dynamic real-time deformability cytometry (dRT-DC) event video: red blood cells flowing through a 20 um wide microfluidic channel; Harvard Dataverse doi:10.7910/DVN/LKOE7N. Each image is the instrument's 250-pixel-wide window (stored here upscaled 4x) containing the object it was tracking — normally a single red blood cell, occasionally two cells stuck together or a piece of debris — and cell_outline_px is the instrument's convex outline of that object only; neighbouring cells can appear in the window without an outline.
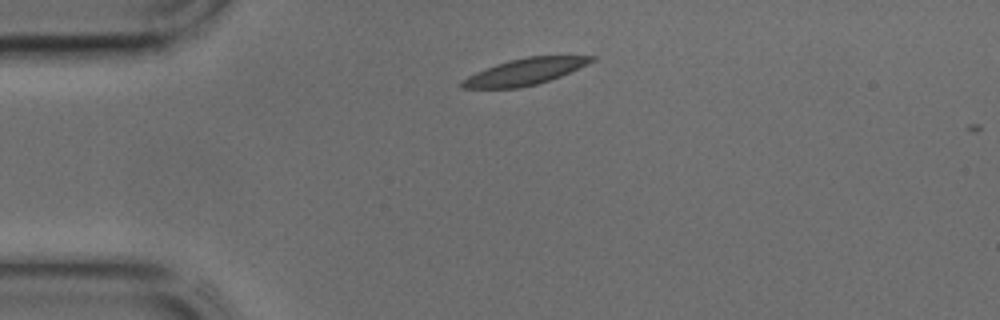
{"species": "common noctule bat (a hibernating species)", "species_latin": "Nyctalus noctula", "temperature_condition": "cold", "stored_images_in_passage": 2, "camera_frame_rate_fps": 3000, "um_per_image_px": 0.085, "animal": {"sex": "male", "body_mass_g": 17.9, "forearm_length_mm": 54.2}, "frame": {"image": 1, "passage_image": 1, "time_ms": 0.0, "image_size_px": [1000, 320], "cell_outline_px": [[596, 60], [560, 76], [536, 84], [520, 88], [460, 88], [460, 80], [476, 72], [496, 64], [508, 60], [528, 56], [596, 56]], "centroid_in_image_um": [44.57, 6.09], "position_along_channel_um": 40.4, "area_um2": 19.77}}